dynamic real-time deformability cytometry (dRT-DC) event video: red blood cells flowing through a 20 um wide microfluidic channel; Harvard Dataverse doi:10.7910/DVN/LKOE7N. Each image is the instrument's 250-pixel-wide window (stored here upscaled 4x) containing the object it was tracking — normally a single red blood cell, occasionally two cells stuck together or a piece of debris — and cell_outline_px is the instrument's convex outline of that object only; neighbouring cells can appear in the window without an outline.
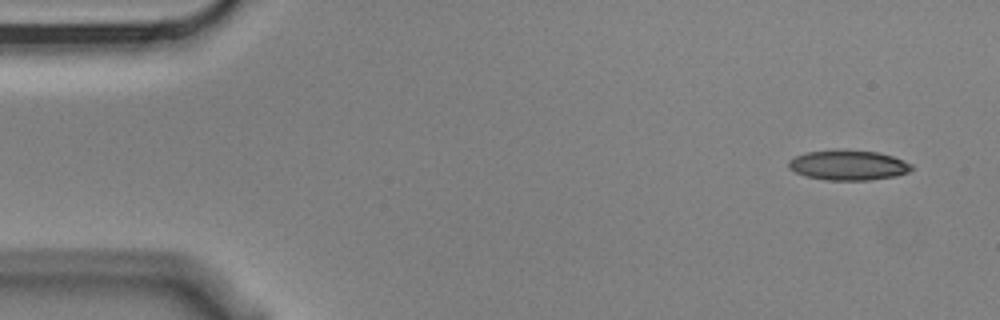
{"species": "Egyptian fruit bat (a non-hibernating species)", "species_latin": "Rousettus aegyptiacus", "temperature_condition": "cold", "stored_images_in_passage": 7, "segment_of_instrument_passage": [1, 2], "camera_frame_rate_fps": 3000, "um_per_image_px": 0.085, "animal": {"sex": "male"}, "frame": {"image": 1, "passage_image": 1, "time_ms": 0.0, "image_size_px": [1000, 320], "cell_outline_px": [[912, 168], [908, 172], [896, 176], [868, 180], [828, 180], [808, 176], [796, 172], [788, 168], [788, 160], [796, 156], [808, 152], [836, 148], [840, 148], [876, 152], [892, 156], [912, 164]], "centroid_in_image_um": [72.09, 14.02], "position_along_channel_um": 12.9, "area_um2": 21.62}}
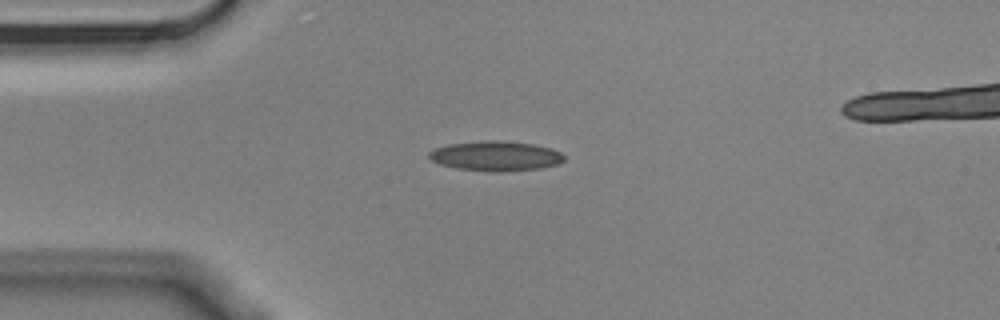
{"frame": {"image": 2, "passage_image": 4, "time_ms": 1.0, "image_size_px": [1000, 320], "cell_outline_px": [[564, 160], [556, 164], [540, 168], [500, 172], [456, 168], [440, 164], [432, 160], [428, 156], [428, 152], [436, 148], [448, 144], [484, 140], [496, 140], [532, 144], [552, 148], [560, 152], [564, 156]], "centroid_in_image_um": [42.12, 13.25], "position_along_channel_um": 42.9, "area_um2": 23.29}}
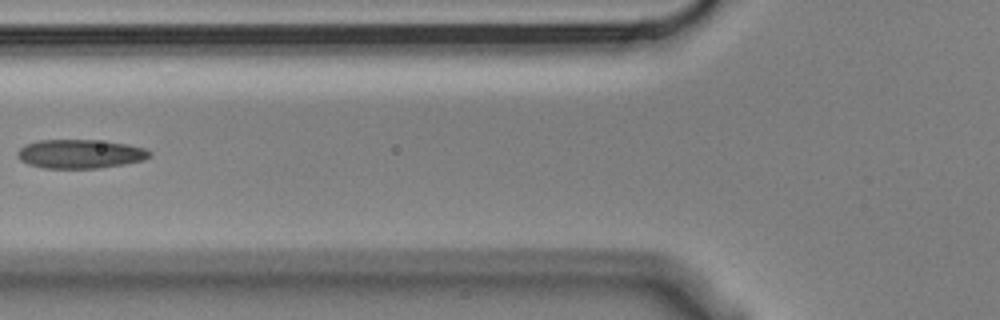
{"frame": {"image": 3, "passage_image": 6, "time_ms": 1.667, "image_size_px": [1000, 320], "cell_outline_px": [[152, 156], [144, 160], [96, 168], [44, 168], [28, 164], [20, 160], [16, 156], [16, 152], [24, 144], [36, 140], [96, 140], [128, 144], [144, 148], [152, 152]], "centroid_in_image_um": [6.77, 13.07], "position_along_channel_um": 119.0, "area_um2": 22.31}}